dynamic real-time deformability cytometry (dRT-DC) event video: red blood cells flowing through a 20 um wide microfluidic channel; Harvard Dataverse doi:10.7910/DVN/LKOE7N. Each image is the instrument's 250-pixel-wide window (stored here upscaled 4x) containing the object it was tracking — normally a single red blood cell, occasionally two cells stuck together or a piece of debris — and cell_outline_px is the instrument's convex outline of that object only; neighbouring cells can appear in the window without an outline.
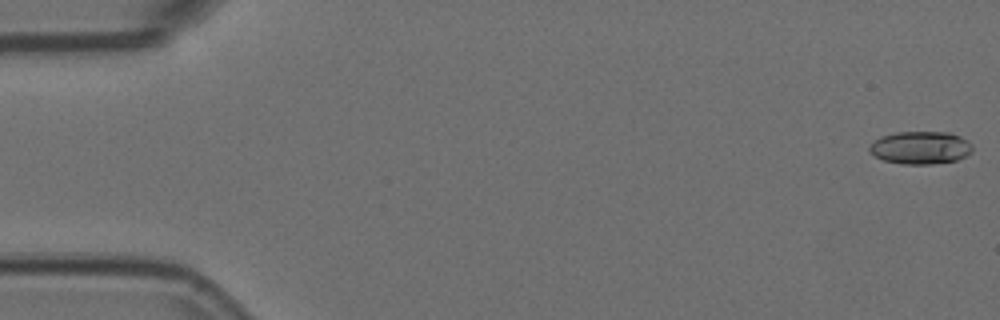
{"species": "Egyptian fruit bat (a non-hibernating species)", "species_latin": "Rousettus aegyptiacus", "temperature_condition": "room temperature", "stored_images_in_passage": 50, "camera_frame_rate_fps": 3000, "um_per_image_px": 0.085, "animal": {"sex": "female"}, "frame": {"image": 1, "passage_image": 1, "time_ms": 0.0, "image_size_px": [1000, 320], "cell_outline_px": [[972, 152], [956, 160], [932, 164], [904, 164], [884, 160], [876, 156], [868, 148], [876, 140], [884, 136], [896, 132], [948, 132], [960, 136], [972, 144]], "centroid_in_image_um": [78.28, 12.55], "position_along_channel_um": 6.7, "area_um2": 19.36}}
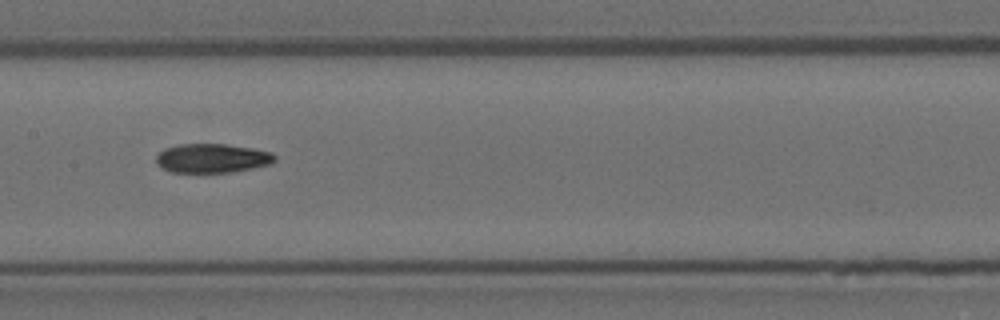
{"frame": {"image": 2, "passage_image": 27, "time_ms": 8.667, "image_size_px": [1000, 320], "cell_outline_px": [[276, 160], [272, 164], [232, 172], [172, 172], [156, 164], [156, 156], [164, 148], [180, 144], [224, 144], [252, 148], [272, 152], [276, 156]], "centroid_in_image_um": [18.05, 13.45], "position_along_channel_um": 189.3, "area_um2": 20.11}}
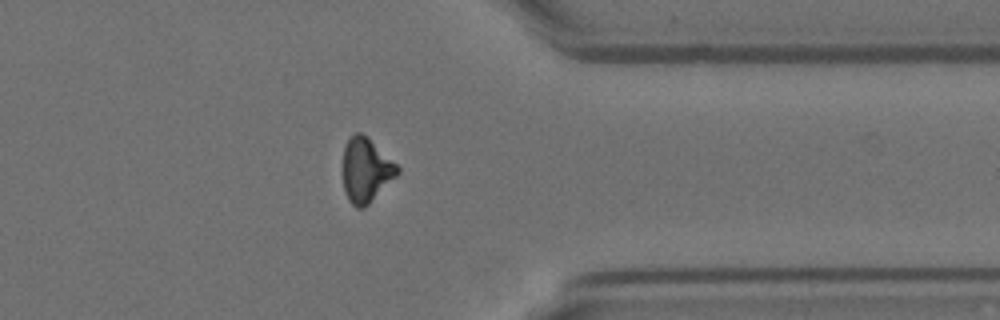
{"frame": {"image": 3, "passage_image": 43, "time_ms": 14.0, "image_size_px": [1000, 320], "cell_outline_px": [[400, 172], [364, 208], [356, 208], [348, 200], [344, 188], [344, 148], [348, 140], [356, 132], [360, 132], [396, 164], [400, 168]], "centroid_in_image_um": [31.1, 14.5], "position_along_channel_um": 380.3, "area_um2": 19.71}, "authors_computed_cell_mechanics": {"area_um2": 20.1144, "velocity_mm_per_s": 3.782, "shape_relaxation_time_tau1_ms": 5.4149, "shape_relaxation_time_tau2_ms": 4.7959, "deformation_change_tau1": 0.1727, "deformation_change_tau2": 0.12}}